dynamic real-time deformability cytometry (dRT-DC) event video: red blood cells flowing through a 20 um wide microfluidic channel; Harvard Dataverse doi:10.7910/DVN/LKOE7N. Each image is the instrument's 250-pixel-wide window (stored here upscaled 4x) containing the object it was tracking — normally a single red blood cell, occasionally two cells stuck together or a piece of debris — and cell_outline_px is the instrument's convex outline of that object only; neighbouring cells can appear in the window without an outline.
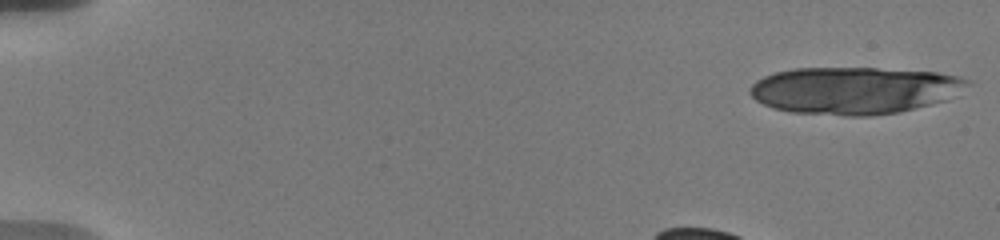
{"species": "human", "species_latin": "Homo sapiens", "temperature_condition": "warm", "stored_images_in_passage": 18, "camera_frame_rate_fps": 3000, "um_per_image_px": 0.085, "donor": {"sex": "male"}, "frame": {"image": 1, "passage_image": 1, "time_ms": 0.0, "image_size_px": [1000, 240], "cell_outline_px": [[968, 80], [944, 100], [900, 112], [872, 116], [844, 116], [792, 112], [772, 108], [756, 100], [748, 92], [752, 84], [756, 80], [764, 76], [776, 72], [792, 68], [876, 68], [936, 72], [960, 76]], "centroid_in_image_um": [72.5, 7.68], "position_along_channel_um": 12.5, "area_um2": 59.25}}
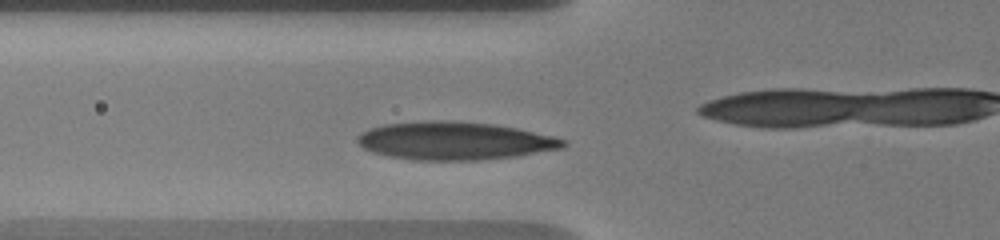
{"frame": {"image": 2, "passage_image": 14, "time_ms": 5.0, "image_size_px": [1000, 240], "cell_outline_px": [[568, 144], [564, 148], [516, 156], [480, 160], [412, 160], [388, 156], [372, 152], [364, 148], [356, 140], [356, 136], [360, 132], [368, 128], [384, 124], [432, 120], [452, 120], [496, 124], [516, 128], [552, 136], [568, 140]], "centroid_in_image_um": [38.63, 11.96], "position_along_channel_um": 87.2, "area_um2": 45.95}}
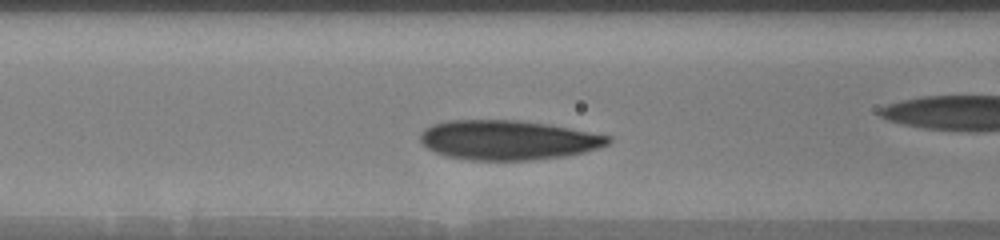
{"frame": {"image": 3, "passage_image": 16, "time_ms": 6.0, "image_size_px": [1000, 240], "cell_outline_px": [[612, 140], [608, 144], [600, 148], [568, 156], [528, 160], [468, 160], [448, 156], [436, 152], [428, 148], [420, 140], [420, 132], [424, 128], [432, 124], [448, 120], [516, 120], [548, 124], [612, 136]], "centroid_in_image_um": [43.19, 11.9], "position_along_channel_um": 123.4, "area_um2": 43.47}}